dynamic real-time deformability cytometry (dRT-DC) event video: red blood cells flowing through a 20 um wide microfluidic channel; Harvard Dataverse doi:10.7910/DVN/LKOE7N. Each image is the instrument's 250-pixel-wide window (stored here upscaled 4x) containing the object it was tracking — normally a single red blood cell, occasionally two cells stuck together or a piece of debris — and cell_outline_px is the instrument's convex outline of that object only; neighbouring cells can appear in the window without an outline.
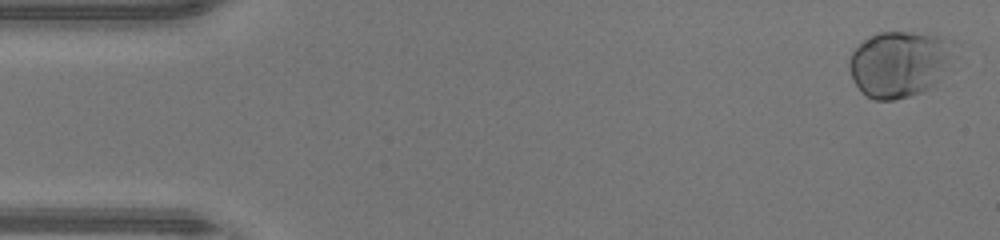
{"species": "human", "species_latin": "Homo sapiens", "temperature_condition": "warm", "stored_images_in_passage": 47, "camera_frame_rate_fps": 3000, "um_per_image_px": 0.085, "donor": {"sex": "male"}, "frame": {"image": 1, "passage_image": 1, "time_ms": 0.0, "image_size_px": [1000, 240], "cell_outline_px": [[952, 56], [936, 80], [924, 92], [896, 100], [872, 100], [864, 96], [860, 92], [852, 76], [848, 64], [848, 60], [852, 52], [864, 40], [880, 32], [912, 32], [940, 36], [952, 40]], "centroid_in_image_um": [76.38, 5.44], "position_along_channel_um": 8.6, "area_um2": 40.0}}
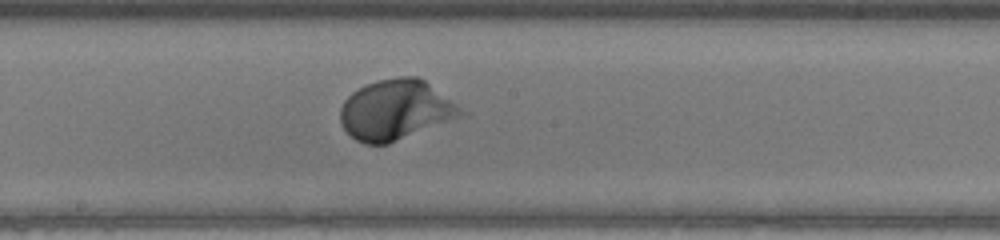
{"frame": {"image": 2, "passage_image": 25, "time_ms": 8.0, "image_size_px": [1000, 240], "cell_outline_px": [[472, 112], [468, 116], [388, 144], [364, 144], [356, 140], [344, 128], [340, 120], [340, 108], [344, 100], [352, 92], [364, 84], [380, 80], [400, 76], [416, 76], [424, 80]], "centroid_in_image_um": [33.75, 9.35], "position_along_channel_um": 214.5, "area_um2": 43.29}}
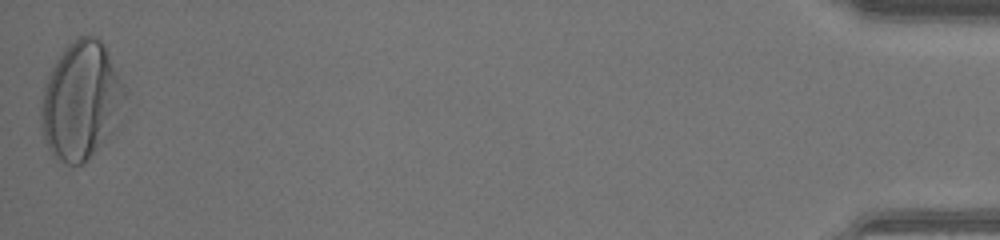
{"frame": {"image": 3, "passage_image": 47, "time_ms": 15.333, "image_size_px": [1000, 240], "cell_outline_px": [[128, 92], [96, 148], [84, 164], [68, 164], [60, 160], [48, 148], [40, 132], [40, 108], [44, 84], [56, 60], [68, 44], [76, 36], [96, 36], [104, 44]], "centroid_in_image_um": [6.8, 8.48], "position_along_channel_um": 428.4, "area_um2": 55.89}, "authors_computed_cell_mechanics": {"area_um2": 40.1132, "velocity_mm_per_s": 4.3585, "shape_relaxation_time_tau1_ms": 2.2372, "shape_relaxation_time_tau2_ms": null, "deformation_change_tau1": 0.162, "deformation_change_tau2": null}}